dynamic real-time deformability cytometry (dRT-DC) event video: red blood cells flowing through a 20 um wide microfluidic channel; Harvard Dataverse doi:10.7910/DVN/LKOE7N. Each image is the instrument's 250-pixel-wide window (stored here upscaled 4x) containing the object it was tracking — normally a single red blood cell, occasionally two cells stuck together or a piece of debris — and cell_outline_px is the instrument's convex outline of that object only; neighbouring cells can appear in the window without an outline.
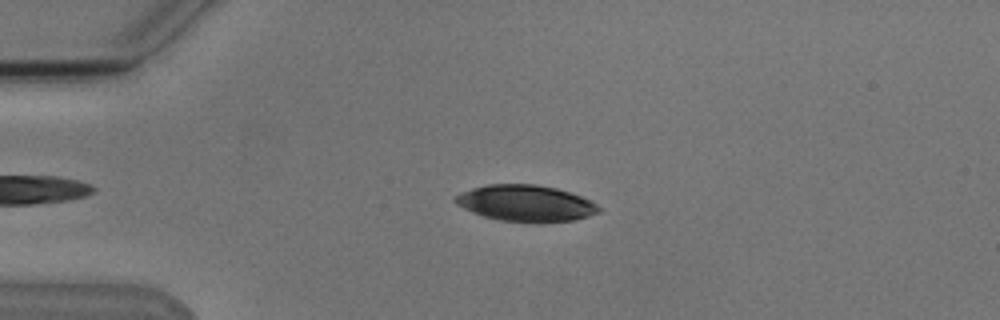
{"species": "Egyptian fruit bat (a non-hibernating species)", "species_latin": "Rousettus aegyptiacus", "temperature_condition": "cold", "stored_images_in_passage": 3, "camera_frame_rate_fps": 3000, "um_per_image_px": 0.085, "animal": {"sex": "male"}, "frame": {"image": 1, "passage_image": 3, "time_ms": 2.333, "image_size_px": [1000, 320], "cell_outline_px": [[600, 212], [588, 216], [572, 220], [536, 224], [500, 220], [484, 216], [472, 212], [456, 204], [452, 200], [460, 192], [472, 188], [488, 184], [536, 184], [556, 188], [580, 196], [596, 204], [600, 208]], "centroid_in_image_um": [44.66, 17.29], "position_along_channel_um": 40.3, "area_um2": 30.52}}